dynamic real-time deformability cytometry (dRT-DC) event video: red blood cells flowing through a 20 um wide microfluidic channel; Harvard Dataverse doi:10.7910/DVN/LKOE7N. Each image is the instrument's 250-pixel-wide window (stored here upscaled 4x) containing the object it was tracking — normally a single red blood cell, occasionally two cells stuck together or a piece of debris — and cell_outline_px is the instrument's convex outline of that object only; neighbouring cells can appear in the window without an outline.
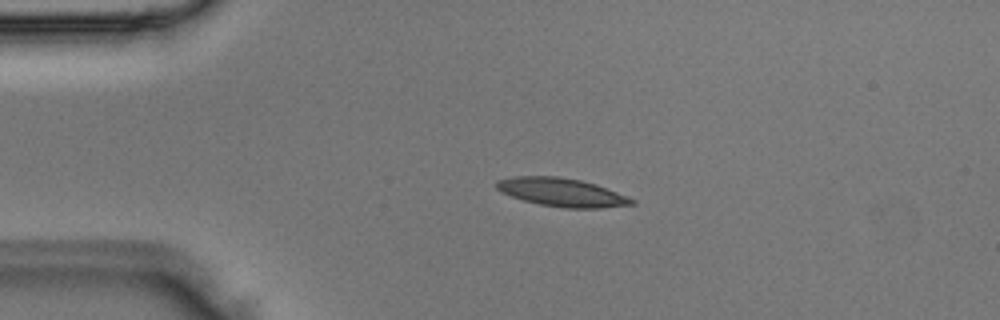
{"species": "Egyptian fruit bat (a non-hibernating species)", "species_latin": "Rousettus aegyptiacus", "temperature_condition": "room temperature", "stored_images_in_passage": 4, "camera_frame_rate_fps": 3000, "um_per_image_px": 0.085, "animal": {"sex": "male"}, "frame": {"image": 1, "passage_image": 3, "time_ms": 0.667, "image_size_px": [1000, 320], "cell_outline_px": [[636, 204], [600, 208], [564, 208], [540, 204], [524, 200], [512, 196], [496, 188], [496, 180], [516, 176], [556, 176], [580, 180], [596, 184], [636, 200]], "centroid_in_image_um": [47.77, 16.35], "position_along_channel_um": 37.2, "area_um2": 22.14}}